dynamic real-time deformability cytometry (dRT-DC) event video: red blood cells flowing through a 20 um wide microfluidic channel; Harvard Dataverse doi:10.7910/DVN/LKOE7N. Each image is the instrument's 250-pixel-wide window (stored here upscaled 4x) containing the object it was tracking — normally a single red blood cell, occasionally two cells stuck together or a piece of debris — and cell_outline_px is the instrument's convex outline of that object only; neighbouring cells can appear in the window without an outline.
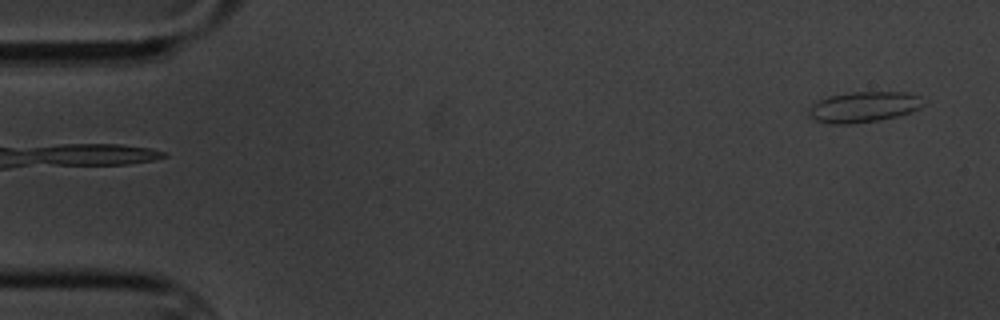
{"species": "common noctule bat (a hibernating species)", "species_latin": "Nyctalus noctula", "temperature_condition": "cold", "stored_images_in_passage": 6, "segment_of_instrument_passage": [2, 2], "camera_frame_rate_fps": 3000, "um_per_image_px": 0.085, "animal": {"sex": "male", "body_mass_g": 20.1, "forearm_length_mm": 53.5}, "frame": {"image": 1, "passage_image": 6, "time_ms": 6.0, "image_size_px": [1000, 320], "cell_outline_px": [[928, 100], [920, 108], [912, 112], [880, 120], [852, 124], [828, 124], [816, 120], [808, 116], [812, 104], [828, 96], [852, 92], [904, 92], [920, 96]], "centroid_in_image_um": [73.46, 9.09], "position_along_channel_um": 11.5, "area_um2": 20.63}}